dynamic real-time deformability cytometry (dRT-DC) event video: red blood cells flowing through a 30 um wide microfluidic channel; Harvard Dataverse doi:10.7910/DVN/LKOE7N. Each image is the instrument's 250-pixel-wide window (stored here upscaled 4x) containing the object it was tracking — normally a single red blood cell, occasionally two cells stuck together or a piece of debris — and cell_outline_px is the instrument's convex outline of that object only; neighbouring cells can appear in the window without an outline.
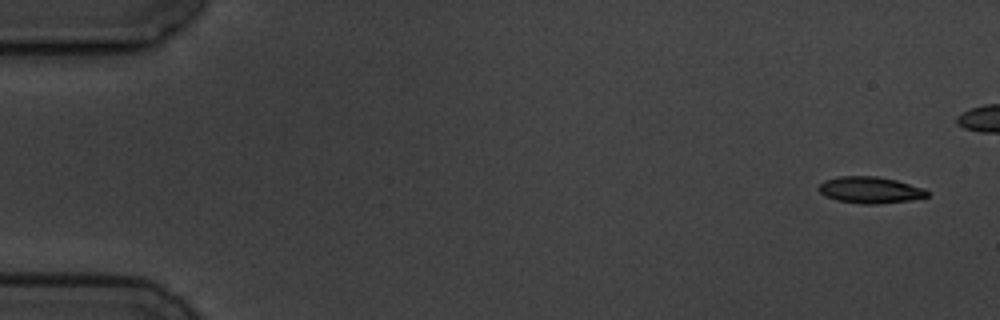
{"species": "common noctule bat (a hibernating species)", "species_latin": "Nyctalus noctula", "temperature_condition": "cold", "stored_images_in_passage": 6, "camera_frame_rate_fps": 3000, "um_per_image_px": 0.085, "animal": {"sex": "male", "body_mass_g": 19.5, "forearm_length_mm": 54.6}, "frame": {"image": 1, "passage_image": 1, "time_ms": 0.0, "image_size_px": [1000, 320], "cell_outline_px": [[928, 196], [908, 200], [876, 204], [864, 204], [836, 200], [824, 196], [816, 188], [824, 180], [840, 176], [876, 176], [896, 180], [924, 188], [928, 192]], "centroid_in_image_um": [73.91, 16.14], "position_along_channel_um": 11.1, "area_um2": 16.7}}